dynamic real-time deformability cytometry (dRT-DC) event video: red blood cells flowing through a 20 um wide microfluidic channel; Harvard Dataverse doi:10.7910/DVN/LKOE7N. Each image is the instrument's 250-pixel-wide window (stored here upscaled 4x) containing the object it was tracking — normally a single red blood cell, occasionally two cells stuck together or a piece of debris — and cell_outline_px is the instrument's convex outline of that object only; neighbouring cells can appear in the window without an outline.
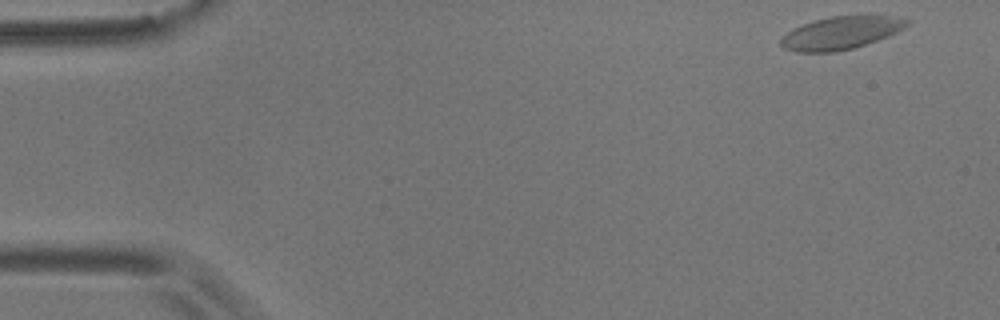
{"species": "common noctule bat (a hibernating species)", "species_latin": "Nyctalus noctula", "temperature_condition": "room temperature", "stored_images_in_passage": 27, "camera_frame_rate_fps": 3000, "um_per_image_px": 0.085, "animal": {"sex": "male", "body_mass_g": 17.9}, "frame": {"image": 1, "passage_image": 1, "time_ms": 0.0, "image_size_px": [1000, 320], "cell_outline_px": [[912, 20], [904, 28], [888, 36], [852, 48], [836, 52], [796, 52], [784, 48], [780, 44], [780, 36], [792, 28], [816, 20], [832, 16], [868, 12], [876, 12]], "centroid_in_image_um": [71.53, 2.74], "position_along_channel_um": 13.5, "area_um2": 24.97}}
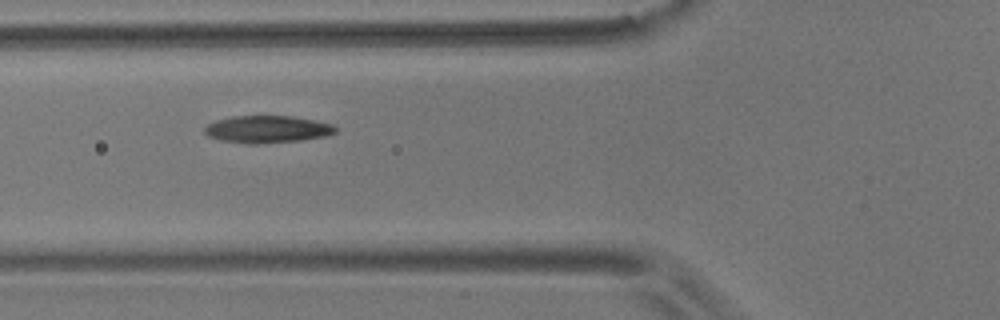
{"frame": {"image": 2, "passage_image": 19, "time_ms": 6.0, "image_size_px": [1000, 320], "cell_outline_px": [[336, 132], [324, 136], [300, 140], [260, 144], [248, 144], [220, 140], [208, 136], [204, 132], [204, 128], [208, 124], [216, 120], [232, 116], [292, 116], [332, 124], [336, 128]], "centroid_in_image_um": [22.67, 10.99], "position_along_channel_um": 103.1, "area_um2": 20.69}}
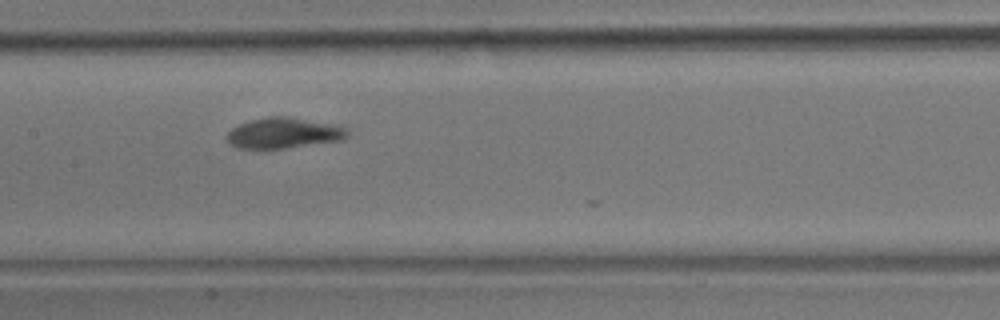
{"frame": {"image": 3, "passage_image": 26, "time_ms": 8.333, "image_size_px": [1000, 320], "cell_outline_px": [[348, 136], [340, 140], [284, 148], [236, 148], [228, 144], [224, 136], [232, 128], [240, 124], [252, 120], [268, 116], [288, 116], [328, 124], [344, 128], [348, 132]], "centroid_in_image_um": [24.01, 11.31], "position_along_channel_um": 183.4, "area_um2": 21.15}}